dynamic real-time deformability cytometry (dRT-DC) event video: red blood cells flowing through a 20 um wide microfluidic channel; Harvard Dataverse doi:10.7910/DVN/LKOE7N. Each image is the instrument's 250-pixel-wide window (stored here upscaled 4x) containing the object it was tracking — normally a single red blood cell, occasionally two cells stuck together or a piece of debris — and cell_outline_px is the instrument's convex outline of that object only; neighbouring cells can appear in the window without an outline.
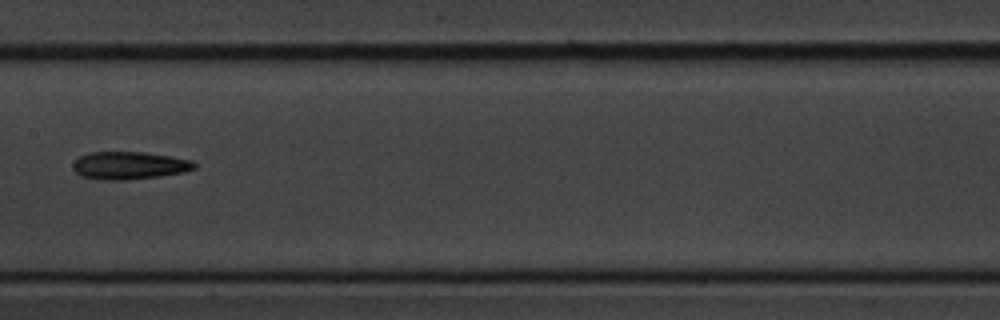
{"species": "common noctule bat (a hibernating species)", "species_latin": "Nyctalus noctula", "temperature_condition": "cold", "stored_images_in_passage": 9, "camera_frame_rate_fps": 3000, "um_per_image_px": 0.085, "animal": {"sex": "male", "body_mass_g": 20.1, "forearm_length_mm": 53.5}, "frame": {"image": 1, "passage_image": 7, "time_ms": 7.667, "image_size_px": [1000, 320], "cell_outline_px": [[196, 168], [184, 172], [160, 176], [128, 180], [100, 180], [80, 176], [72, 168], [72, 164], [80, 156], [88, 152], [144, 152], [172, 156], [192, 160], [196, 164]], "centroid_in_image_um": [10.98, 14.07], "position_along_channel_um": 196.4, "area_um2": 19.83}}
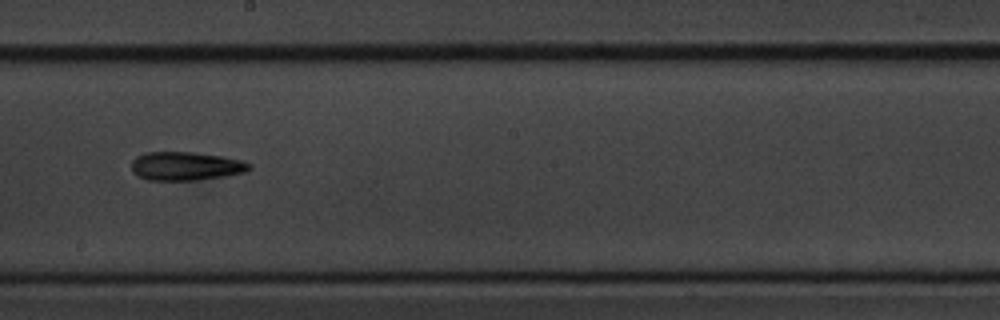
{"frame": {"image": 2, "passage_image": 8, "time_ms": 8.667, "image_size_px": [1000, 320], "cell_outline_px": [[252, 168], [244, 172], [228, 176], [196, 180], [148, 180], [136, 176], [132, 172], [132, 160], [136, 156], [144, 152], [192, 152], [220, 156], [240, 160], [252, 164]], "centroid_in_image_um": [15.77, 14.12], "position_along_channel_um": 232.4, "area_um2": 19.77}}
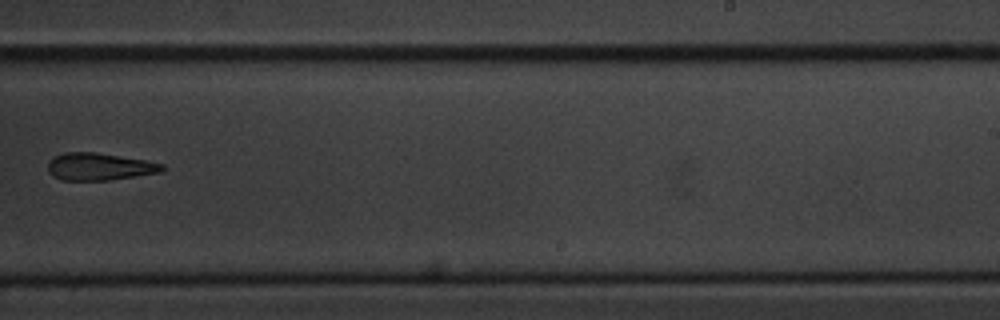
{"frame": {"image": 3, "passage_image": 9, "time_ms": 10.0, "image_size_px": [1000, 320], "cell_outline_px": [[164, 168], [160, 172], [136, 176], [108, 180], [60, 180], [52, 176], [48, 172], [48, 160], [64, 152], [92, 152], [144, 160], [164, 164]], "centroid_in_image_um": [8.39, 14.17], "position_along_channel_um": 280.6, "area_um2": 18.03}}